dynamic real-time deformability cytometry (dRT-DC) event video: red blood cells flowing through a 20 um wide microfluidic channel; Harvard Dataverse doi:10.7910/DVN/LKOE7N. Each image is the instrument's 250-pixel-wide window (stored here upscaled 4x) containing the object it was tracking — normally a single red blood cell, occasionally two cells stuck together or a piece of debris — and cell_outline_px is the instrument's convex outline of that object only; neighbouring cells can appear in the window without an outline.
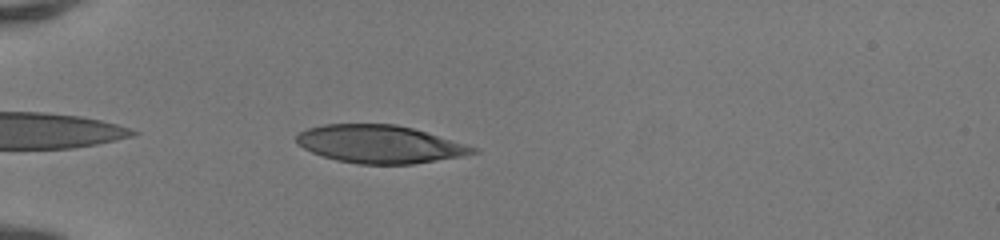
{"species": "human", "species_latin": "Homo sapiens", "temperature_condition": "room temperature", "stored_images_in_passage": 33, "camera_frame_rate_fps": 3000, "um_per_image_px": 0.085, "donor": {"sex": "female"}, "frame": {"image": 1, "passage_image": 2, "time_ms": 0.333, "image_size_px": [1000, 240], "cell_outline_px": [[480, 152], [460, 156], [412, 164], [356, 164], [336, 160], [312, 152], [296, 144], [296, 136], [300, 132], [308, 128], [324, 124], [396, 124], [412, 128], [480, 148]], "centroid_in_image_um": [32.27, 12.25], "position_along_channel_um": 52.7, "area_um2": 38.84}}
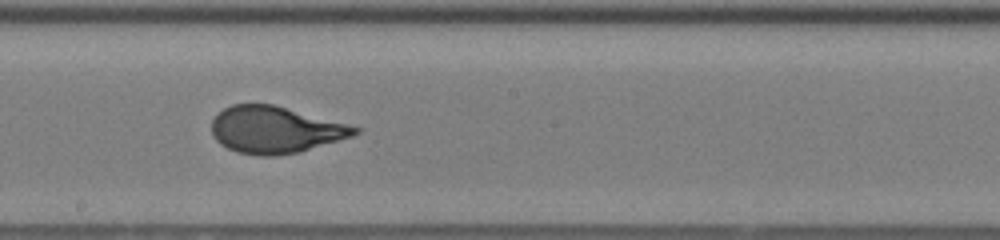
{"frame": {"image": 2, "passage_image": 16, "time_ms": 5.0, "image_size_px": [1000, 240], "cell_outline_px": [[360, 132], [352, 136], [300, 152], [276, 156], [260, 156], [236, 152], [220, 144], [212, 136], [212, 120], [216, 112], [232, 104], [272, 104], [360, 128]], "centroid_in_image_um": [23.33, 11.04], "position_along_channel_um": 224.9, "area_um2": 38.84}}
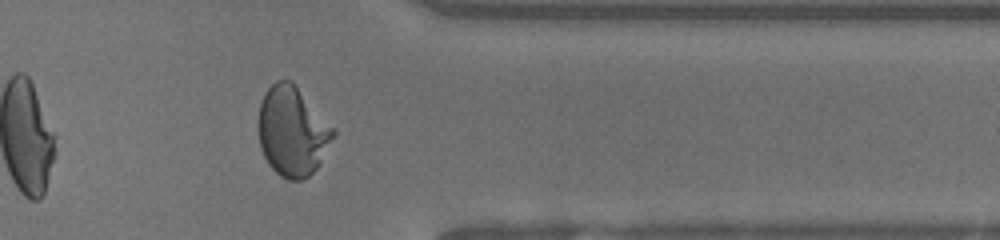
{"frame": {"image": 3, "passage_image": 28, "time_ms": 9.0, "image_size_px": [1000, 240], "cell_outline_px": [[336, 136], [320, 164], [304, 180], [288, 180], [280, 176], [268, 164], [260, 148], [256, 132], [256, 120], [260, 104], [264, 92], [276, 80], [292, 80], [336, 128]], "centroid_in_image_um": [24.85, 11.15], "position_along_channel_um": 386.6, "area_um2": 40.29}, "authors_computed_cell_mechanics": {"area_um2": 39.1306, "velocity_mm_per_s": 4.1761, "shape_relaxation_time_tau1_ms": 5.866, "shape_relaxation_time_tau2_ms": null, "deformation_change_tau1": 0.2861, "deformation_change_tau2": null}}